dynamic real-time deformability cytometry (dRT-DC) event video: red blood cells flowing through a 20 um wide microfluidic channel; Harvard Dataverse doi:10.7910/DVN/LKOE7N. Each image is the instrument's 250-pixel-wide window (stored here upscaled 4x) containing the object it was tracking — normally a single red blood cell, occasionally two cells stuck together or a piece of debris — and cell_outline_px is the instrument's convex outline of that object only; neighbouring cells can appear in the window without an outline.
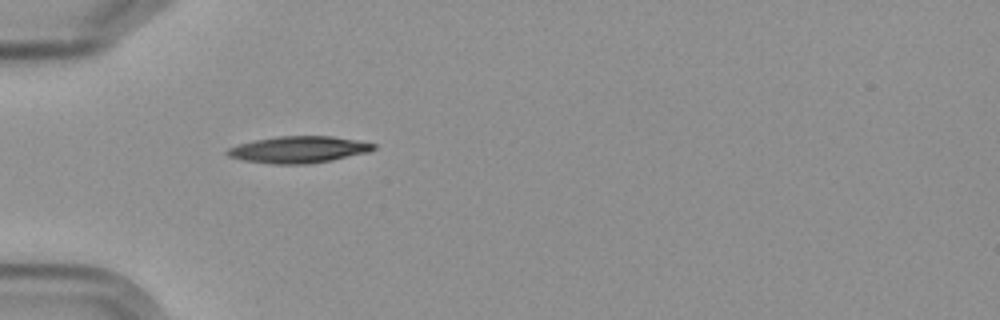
{"species": "Egyptian fruit bat (a non-hibernating species)", "species_latin": "Rousettus aegyptiacus", "temperature_condition": "cold", "stored_images_in_passage": 2, "camera_frame_rate_fps": 3000, "um_per_image_px": 0.085, "frame": {"image": 1, "passage_image": 1, "time_ms": 0.0, "image_size_px": [1000, 320], "cell_outline_px": [[376, 148], [368, 152], [332, 160], [308, 164], [272, 164], [244, 160], [228, 156], [224, 152], [228, 148], [252, 140], [276, 136], [332, 136], [356, 140], [376, 144]], "centroid_in_image_um": [25.36, 12.71], "position_along_channel_um": 59.6, "area_um2": 22.77}}